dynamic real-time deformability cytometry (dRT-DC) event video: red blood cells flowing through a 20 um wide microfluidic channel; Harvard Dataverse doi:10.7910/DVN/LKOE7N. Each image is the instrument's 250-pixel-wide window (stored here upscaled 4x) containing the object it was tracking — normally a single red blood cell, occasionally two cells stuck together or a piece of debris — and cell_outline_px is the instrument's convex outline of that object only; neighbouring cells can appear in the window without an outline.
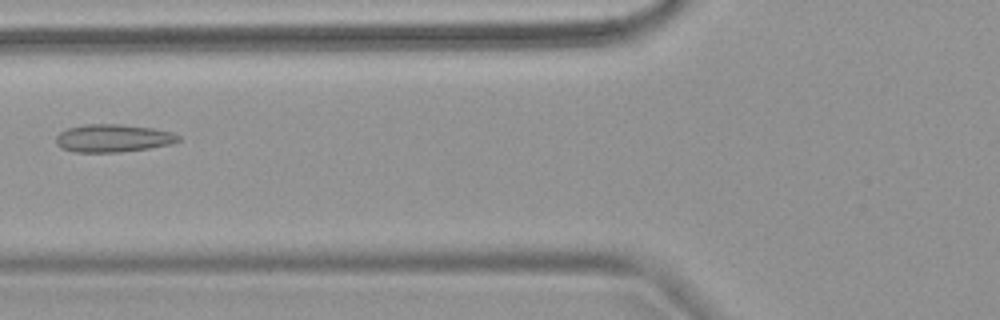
{"species": "common noctule bat (a hibernating species)", "species_latin": "Nyctalus noctula", "temperature_condition": "warm", "stored_images_in_passage": 6, "camera_frame_rate_fps": 3000, "um_per_image_px": 0.085, "animal": {"sex": "female", "body_mass_g": 18.4}, "frame": {"image": 1, "passage_image": 6, "time_ms": 6.667, "image_size_px": [1000, 320], "cell_outline_px": [[180, 140], [172, 144], [148, 148], [120, 152], [76, 152], [60, 148], [56, 144], [56, 136], [60, 132], [68, 128], [84, 124], [120, 124], [152, 128], [172, 132], [180, 136]], "centroid_in_image_um": [9.6, 11.74], "position_along_channel_um": 116.2, "area_um2": 19.88}}